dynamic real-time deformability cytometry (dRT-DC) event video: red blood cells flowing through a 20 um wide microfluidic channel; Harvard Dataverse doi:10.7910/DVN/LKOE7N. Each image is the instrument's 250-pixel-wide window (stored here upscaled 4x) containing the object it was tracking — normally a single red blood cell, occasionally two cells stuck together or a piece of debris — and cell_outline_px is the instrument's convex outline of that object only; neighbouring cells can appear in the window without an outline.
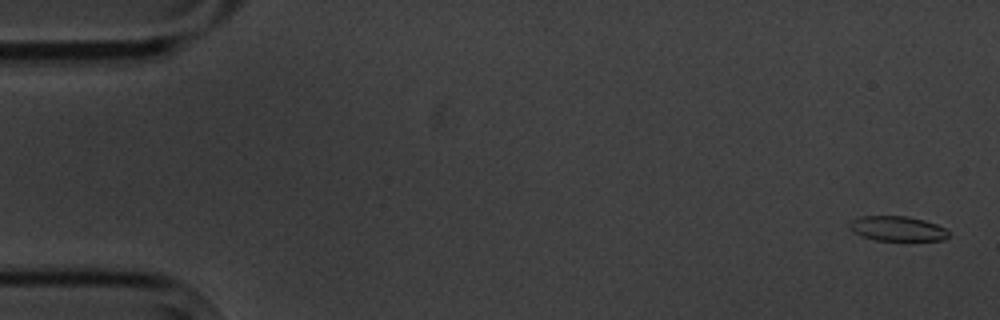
{"species": "common noctule bat (a hibernating species)", "species_latin": "Nyctalus noctula", "temperature_condition": "cold", "stored_images_in_passage": 15, "camera_frame_rate_fps": 3000, "um_per_image_px": 0.085, "animal": {"sex": "male", "body_mass_g": 20.1, "forearm_length_mm": 53.5}, "frame": {"image": 1, "passage_image": 1, "time_ms": 0.0, "image_size_px": [1000, 320], "cell_outline_px": [[948, 236], [944, 240], [876, 240], [852, 232], [848, 224], [852, 220], [860, 216], [904, 216], [924, 220], [936, 224], [944, 228], [948, 232]], "centroid_in_image_um": [76.25, 19.42], "position_along_channel_um": 8.7, "area_um2": 14.16}}
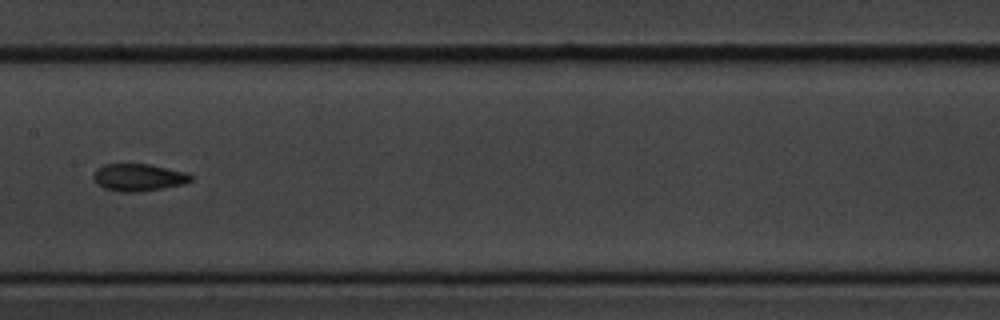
{"frame": {"image": 2, "passage_image": 8, "time_ms": 9.0, "image_size_px": [1000, 320], "cell_outline_px": [[192, 180], [184, 184], [136, 192], [120, 192], [104, 188], [96, 184], [92, 176], [96, 168], [104, 164], [148, 164], [184, 172], [192, 176]], "centroid_in_image_um": [11.71, 15.08], "position_along_channel_um": 195.7, "area_um2": 15.37}}
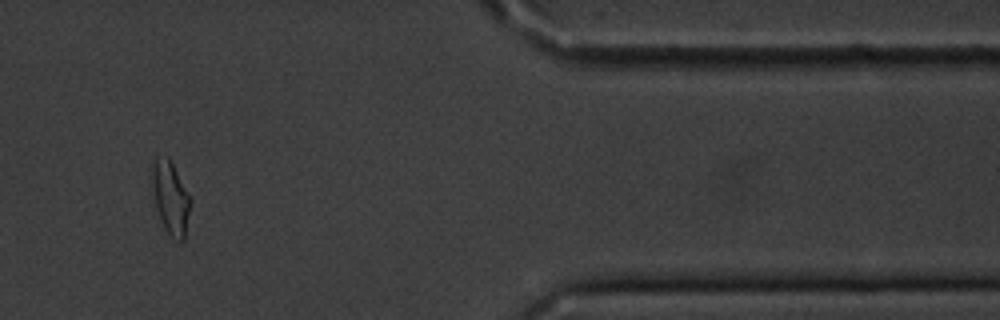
{"frame": {"image": 3, "passage_image": 13, "time_ms": 15.667, "image_size_px": [1000, 320], "cell_outline_px": [[192, 200], [184, 240], [176, 240], [164, 228], [160, 220], [156, 208], [148, 168], [152, 160], [156, 156], [168, 156], [192, 196]], "centroid_in_image_um": [14.47, 16.71], "position_along_channel_um": 396.9, "area_um2": 17.05}, "authors_computed_cell_mechanics": {"area_um2": 15.3748, "velocity_mm_per_s": 3.5129, "shape_relaxation_time_tau1_ms": 5.598, "shape_relaxation_time_tau2_ms": 3.5282, "deformation_change_tau1": 0.1349, "deformation_change_tau2": 0.0537}}